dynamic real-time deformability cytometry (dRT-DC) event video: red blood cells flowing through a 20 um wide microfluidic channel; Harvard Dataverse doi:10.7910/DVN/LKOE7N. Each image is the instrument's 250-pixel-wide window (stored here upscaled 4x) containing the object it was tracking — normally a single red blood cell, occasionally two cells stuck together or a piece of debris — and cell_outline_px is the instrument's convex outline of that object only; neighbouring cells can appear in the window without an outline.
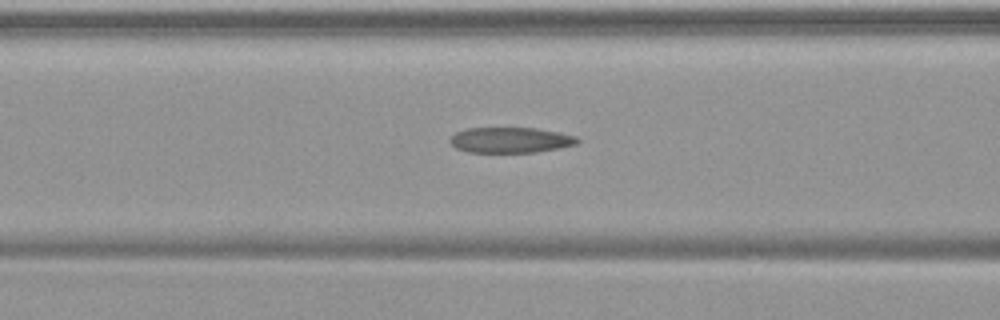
{"species": "common noctule bat (a hibernating species)", "species_latin": "Nyctalus noctula", "temperature_condition": "warm", "stored_images_in_passage": 55, "camera_frame_rate_fps": 3000, "um_per_image_px": 0.085, "animal": {"sex": "female", "body_mass_g": 19.9}, "frame": {"image": 1, "passage_image": 23, "time_ms": 7.333, "image_size_px": [1000, 320], "cell_outline_px": [[580, 140], [576, 144], [560, 148], [536, 152], [468, 152], [456, 148], [448, 140], [456, 132], [468, 128], [536, 128], [560, 132], [576, 136]], "centroid_in_image_um": [43.41, 11.9], "position_along_channel_um": 123.2, "area_um2": 18.96}}
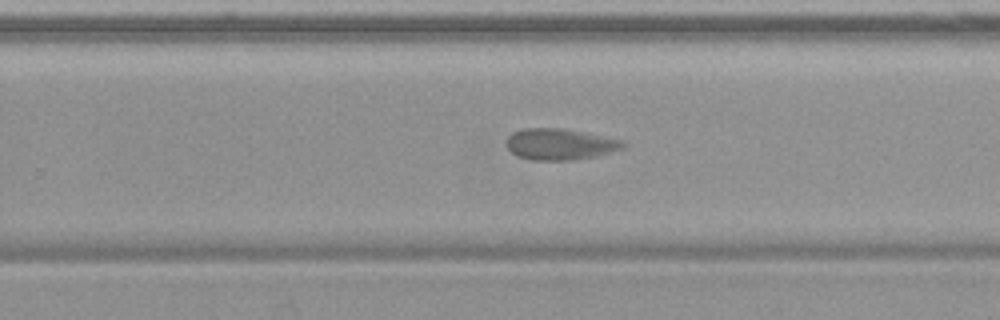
{"frame": {"image": 2, "passage_image": 36, "time_ms": 11.667, "image_size_px": [1000, 320], "cell_outline_px": [[628, 144], [624, 148], [596, 156], [572, 160], [532, 160], [516, 156], [508, 148], [508, 136], [512, 132], [524, 128], [564, 128], [624, 140]], "centroid_in_image_um": [47.63, 12.25], "position_along_channel_um": 282.2, "area_um2": 21.33}}
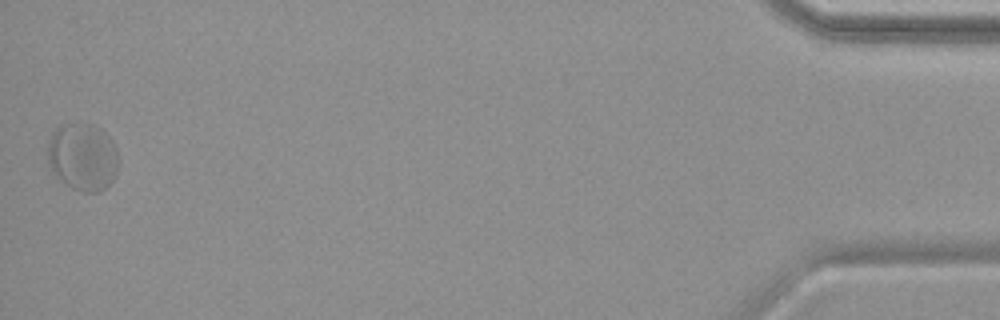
{"frame": {"image": 3, "passage_image": 55, "time_ms": 18.0, "image_size_px": [1000, 320], "cell_outline_px": [[120, 160], [116, 176], [100, 192], [80, 192], [72, 188], [60, 180], [52, 172], [48, 164], [48, 144], [52, 132], [60, 124], [80, 120], [92, 124], [100, 128], [112, 140], [116, 148]], "centroid_in_image_um": [7.04, 13.3], "position_along_channel_um": 428.2, "area_um2": 28.73}, "authors_computed_cell_mechanics": {"area_um2": 21.7906, "velocity_mm_per_s": 3.6804, "shape_relaxation_time_tau1_ms": null, "shape_relaxation_time_tau2_ms": 1.1075, "deformation_change_tau1": null, "deformation_change_tau2": 0.0663}}